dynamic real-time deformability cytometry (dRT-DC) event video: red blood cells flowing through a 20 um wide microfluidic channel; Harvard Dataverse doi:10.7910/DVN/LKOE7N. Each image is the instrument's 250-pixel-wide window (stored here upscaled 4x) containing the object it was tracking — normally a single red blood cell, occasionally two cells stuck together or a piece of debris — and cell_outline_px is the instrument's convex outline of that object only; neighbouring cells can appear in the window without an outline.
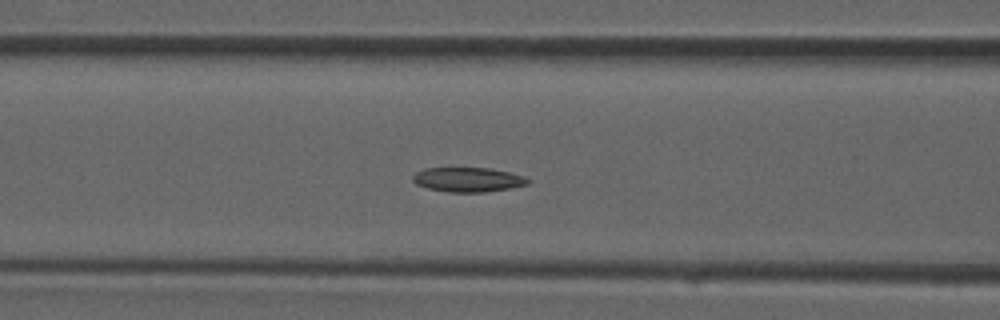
{"species": "common noctule bat (a hibernating species)", "species_latin": "Nyctalus noctula", "temperature_condition": "room temperature", "stored_images_in_passage": 14, "camera_frame_rate_fps": 3000, "um_per_image_px": 0.085, "animal": {"sex": "male", "forearm_length_mm": 52.5}, "frame": {"image": 1, "passage_image": 6, "time_ms": 1.667, "image_size_px": [1000, 320], "cell_outline_px": [[532, 180], [528, 184], [512, 188], [484, 192], [448, 192], [428, 188], [416, 184], [412, 180], [412, 176], [416, 172], [424, 168], [488, 168], [508, 172], [524, 176]], "centroid_in_image_um": [39.78, 15.27], "position_along_channel_um": 126.8, "area_um2": 16.47}}
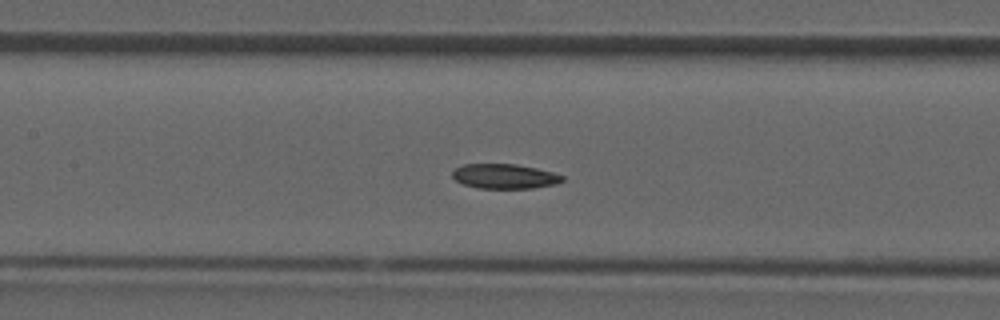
{"frame": {"image": 2, "passage_image": 8, "time_ms": 2.333, "image_size_px": [1000, 320], "cell_outline_px": [[564, 180], [556, 184], [532, 188], [476, 188], [464, 184], [456, 180], [452, 176], [452, 172], [456, 168], [464, 164], [516, 164], [536, 168], [552, 172], [564, 176]], "centroid_in_image_um": [42.89, 14.98], "position_along_channel_um": 164.5, "area_um2": 15.78}}
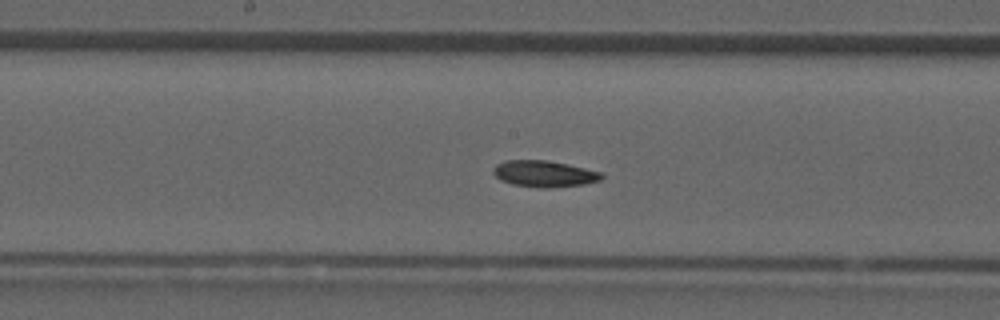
{"frame": {"image": 3, "passage_image": 10, "time_ms": 3.0, "image_size_px": [1000, 320], "cell_outline_px": [[604, 176], [600, 180], [584, 184], [548, 188], [544, 188], [512, 184], [500, 180], [492, 172], [492, 168], [496, 164], [504, 160], [544, 160], [568, 164], [604, 172]], "centroid_in_image_um": [46.26, 14.76], "position_along_channel_um": 201.9, "area_um2": 16.76}}